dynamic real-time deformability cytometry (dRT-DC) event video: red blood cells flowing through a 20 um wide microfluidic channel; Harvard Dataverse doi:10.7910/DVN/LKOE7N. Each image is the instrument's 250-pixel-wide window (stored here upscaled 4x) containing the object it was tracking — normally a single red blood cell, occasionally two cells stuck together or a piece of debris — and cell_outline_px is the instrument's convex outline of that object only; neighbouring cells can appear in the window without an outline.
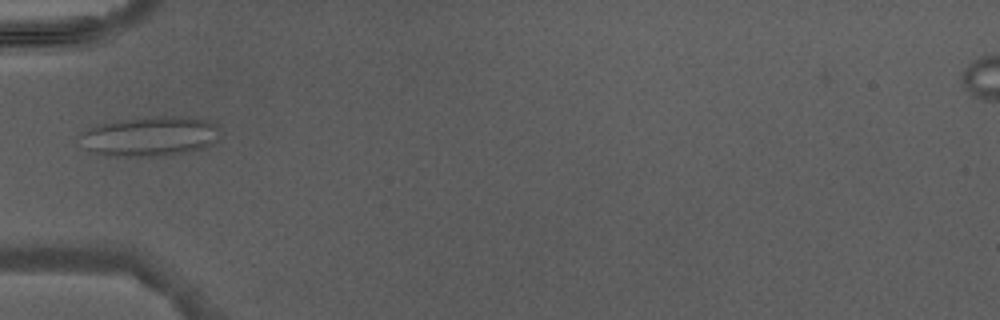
{"species": "Egyptian fruit bat (a non-hibernating species)", "species_latin": "Rousettus aegyptiacus", "temperature_condition": "warm", "stored_images_in_passage": 5, "camera_frame_rate_fps": 3000, "um_per_image_px": 0.085, "animal": {"sex": "male"}, "frame": {"image": 1, "passage_image": 4, "time_ms": 4.667, "image_size_px": [1000, 320], "cell_outline_px": [[224, 132], [212, 144], [204, 148], [164, 156], [112, 156], [88, 152], [80, 132], [100, 124], [124, 120], [160, 116], [192, 116], [212, 120]], "centroid_in_image_um": [12.87, 11.58], "position_along_channel_um": 72.1, "area_um2": 32.71}}